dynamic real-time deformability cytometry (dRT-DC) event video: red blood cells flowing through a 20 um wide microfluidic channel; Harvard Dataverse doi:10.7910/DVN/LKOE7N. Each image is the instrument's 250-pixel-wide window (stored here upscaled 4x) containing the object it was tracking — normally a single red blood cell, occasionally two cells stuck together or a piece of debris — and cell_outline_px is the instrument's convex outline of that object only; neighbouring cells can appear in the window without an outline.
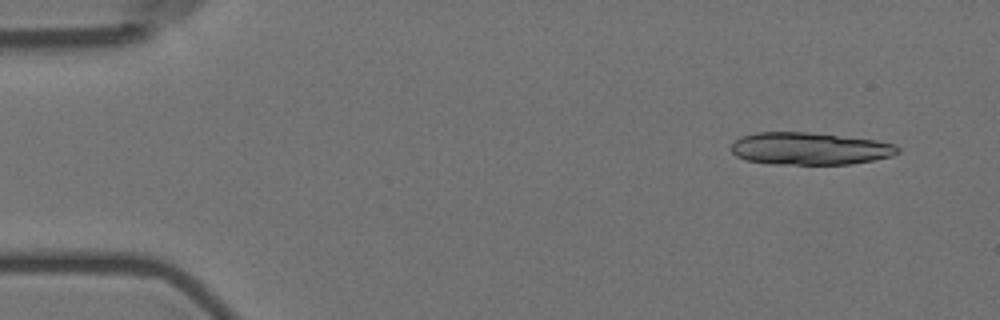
{"species": "Egyptian fruit bat (a non-hibernating species)", "species_latin": "Rousettus aegyptiacus", "temperature_condition": "room temperature", "stored_images_in_passage": 10, "camera_frame_rate_fps": 3000, "um_per_image_px": 0.085, "animal": {"sex": "female"}, "frame": {"image": 1, "passage_image": 2, "time_ms": 1.0, "image_size_px": [1000, 320], "cell_outline_px": [[900, 152], [892, 156], [872, 160], [848, 164], [772, 164], [744, 160], [736, 156], [732, 152], [732, 144], [740, 136], [756, 132], [808, 132], [876, 140], [896, 144], [900, 148]], "centroid_in_image_um": [68.82, 12.63], "position_along_channel_um": 16.2, "area_um2": 31.5}}
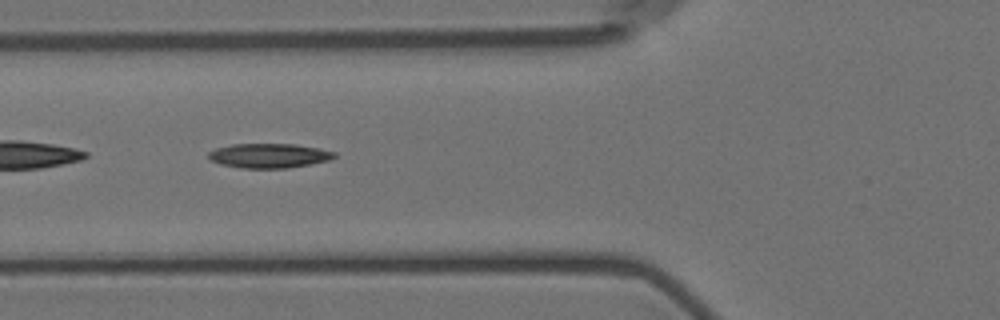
{"frame": {"image": 2, "passage_image": 7, "time_ms": 6.667, "image_size_px": [1000, 320], "cell_outline_px": [[336, 156], [328, 160], [288, 168], [240, 168], [220, 164], [212, 160], [208, 156], [208, 152], [216, 148], [232, 144], [296, 144], [320, 148], [336, 152]], "centroid_in_image_um": [22.86, 13.22], "position_along_channel_um": 102.9, "area_um2": 17.92}}
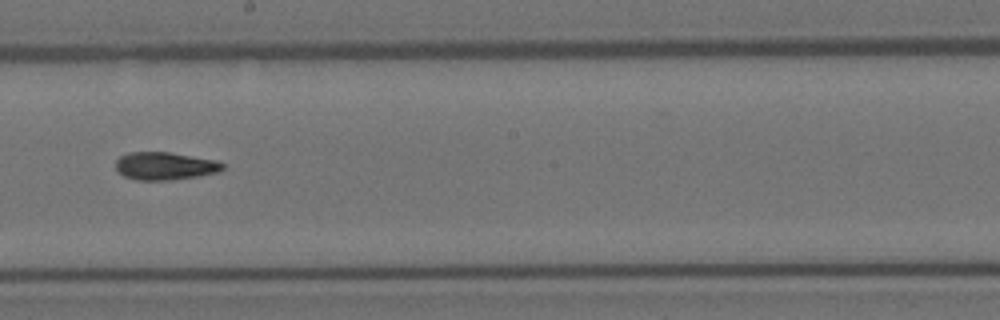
{"frame": {"image": 3, "passage_image": 10, "time_ms": 10.333, "image_size_px": [1000, 320], "cell_outline_px": [[224, 168], [216, 172], [200, 176], [168, 180], [136, 180], [124, 176], [116, 168], [116, 160], [120, 156], [128, 152], [168, 152], [216, 160], [224, 164]], "centroid_in_image_um": [14.0, 14.11], "position_along_channel_um": 234.2, "area_um2": 17.22}}